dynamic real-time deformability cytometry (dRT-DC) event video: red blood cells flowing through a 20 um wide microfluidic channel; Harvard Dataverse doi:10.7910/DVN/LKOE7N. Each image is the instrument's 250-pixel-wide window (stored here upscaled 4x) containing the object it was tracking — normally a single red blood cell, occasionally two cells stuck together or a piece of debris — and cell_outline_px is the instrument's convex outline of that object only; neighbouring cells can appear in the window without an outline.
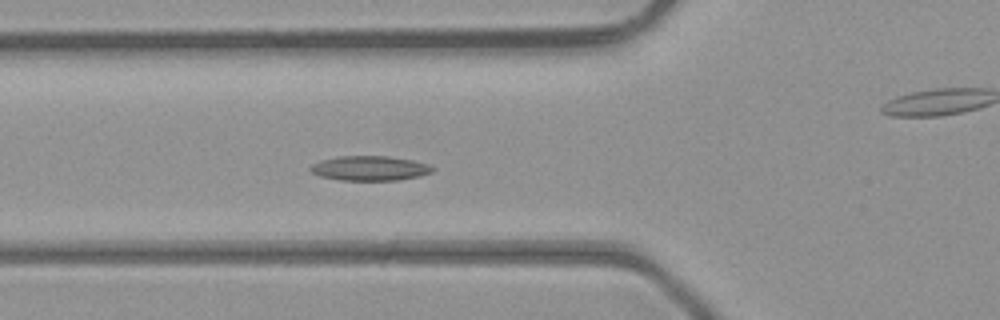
{"species": "common noctule bat (a hibernating species)", "species_latin": "Nyctalus noctula", "temperature_condition": "room temperature", "stored_images_in_passage": 35, "camera_frame_rate_fps": 3000, "um_per_image_px": 0.085, "animal": {"sex": "male", "body_mass_g": 23.1, "forearm_length_mm": 52.7}, "frame": {"image": 1, "passage_image": 8, "time_ms": 2.333, "image_size_px": [1000, 320], "cell_outline_px": [[436, 168], [432, 172], [420, 176], [400, 180], [340, 180], [320, 176], [312, 172], [308, 168], [312, 164], [320, 160], [340, 156], [388, 156], [412, 160], [428, 164]], "centroid_in_image_um": [31.44, 14.3], "position_along_channel_um": 94.4, "area_um2": 17.63}}
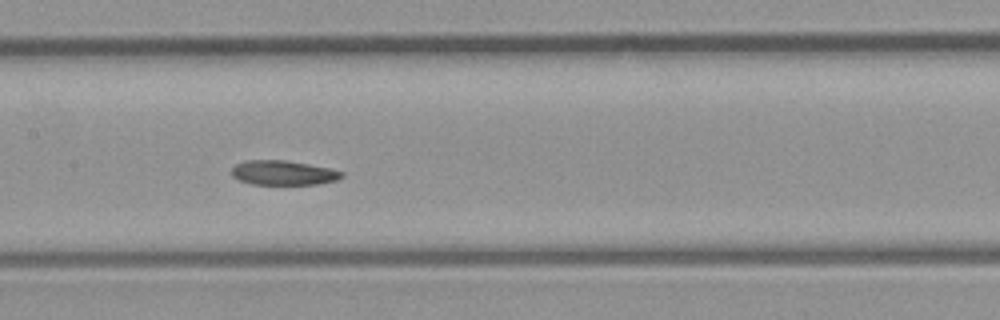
{"frame": {"image": 2, "passage_image": 14, "time_ms": 4.333, "image_size_px": [1000, 320], "cell_outline_px": [[344, 176], [336, 180], [316, 184], [252, 184], [240, 180], [232, 176], [232, 168], [236, 164], [244, 160], [288, 160], [328, 168], [344, 172]], "centroid_in_image_um": [24.07, 14.68], "position_along_channel_um": 183.3, "area_um2": 15.66}}
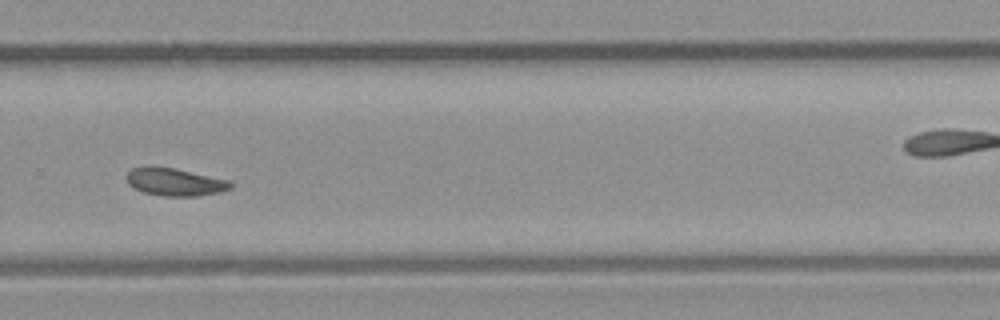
{"frame": {"image": 3, "passage_image": 23, "time_ms": 7.333, "image_size_px": [1000, 320], "cell_outline_px": [[232, 188], [220, 192], [196, 196], [164, 196], [144, 192], [132, 188], [128, 184], [124, 176], [132, 168], [176, 168], [228, 180], [232, 184]], "centroid_in_image_um": [14.86, 15.49], "position_along_channel_um": 314.9, "area_um2": 16.53}, "authors_computed_cell_mechanics": {"area_um2": 16.5308, "velocity_mm_per_s": 4.417, "shape_relaxation_time_tau1_ms": null, "shape_relaxation_time_tau2_ms": 4.2285, "deformation_change_tau1": null, "deformation_change_tau2": 0.0941}}